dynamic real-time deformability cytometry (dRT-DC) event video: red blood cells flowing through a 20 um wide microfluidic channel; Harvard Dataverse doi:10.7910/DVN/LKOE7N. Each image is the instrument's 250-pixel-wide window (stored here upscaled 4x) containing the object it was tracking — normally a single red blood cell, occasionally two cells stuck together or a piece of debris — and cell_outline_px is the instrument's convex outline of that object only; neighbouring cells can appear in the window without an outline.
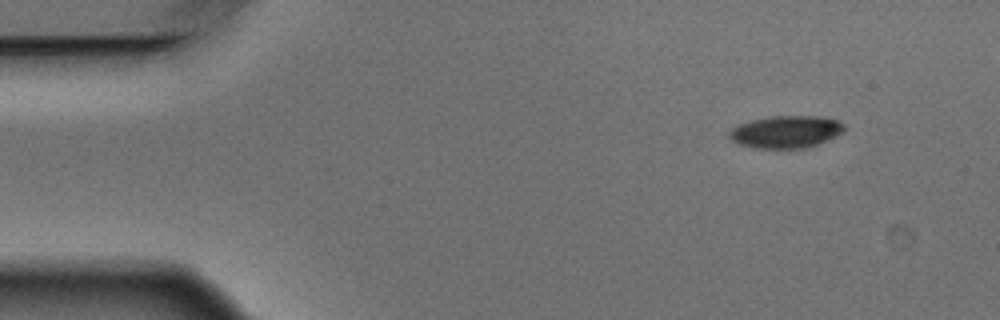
{"species": "Egyptian fruit bat (a non-hibernating species)", "species_latin": "Rousettus aegyptiacus", "temperature_condition": "warm", "stored_images_in_passage": 5, "camera_frame_rate_fps": 3000, "um_per_image_px": 0.085, "animal": {"sex": "male"}, "frame": {"image": 1, "passage_image": 1, "time_ms": 0.0, "image_size_px": [1000, 320], "cell_outline_px": [[844, 132], [816, 144], [804, 148], [756, 148], [740, 144], [732, 140], [728, 136], [728, 132], [732, 128], [740, 124], [752, 120], [772, 116], [820, 116], [840, 120], [844, 124]], "centroid_in_image_um": [66.82, 11.19], "position_along_channel_um": 18.2, "area_um2": 21.5}}
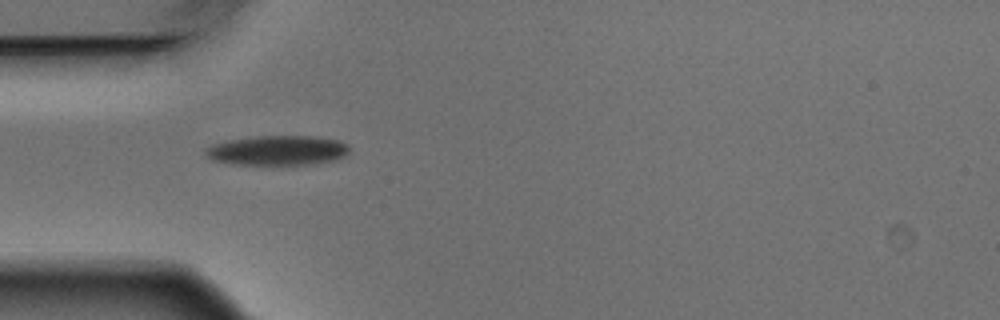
{"frame": {"image": 2, "passage_image": 4, "time_ms": 1.0, "image_size_px": [1000, 320], "cell_outline_px": [[348, 152], [344, 156], [336, 160], [316, 164], [236, 164], [212, 160], [204, 152], [204, 148], [216, 144], [232, 140], [260, 136], [312, 136], [340, 140], [348, 144]], "centroid_in_image_um": [23.65, 12.79], "position_along_channel_um": 61.3, "area_um2": 24.68}}
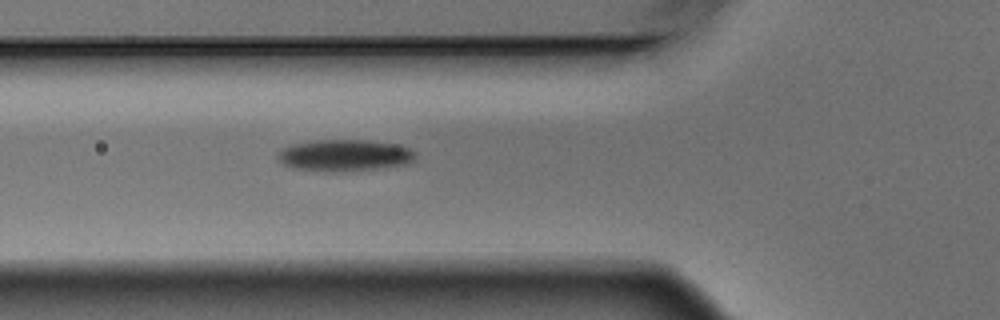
{"frame": {"image": 3, "passage_image": 5, "time_ms": 1.333, "image_size_px": [1000, 320], "cell_outline_px": [[416, 156], [408, 164], [376, 168], [332, 172], [292, 168], [276, 160], [276, 156], [284, 148], [292, 144], [316, 140], [372, 140], [400, 144], [416, 152]], "centroid_in_image_um": [29.3, 13.19], "position_along_channel_um": 96.5, "area_um2": 25.43}}